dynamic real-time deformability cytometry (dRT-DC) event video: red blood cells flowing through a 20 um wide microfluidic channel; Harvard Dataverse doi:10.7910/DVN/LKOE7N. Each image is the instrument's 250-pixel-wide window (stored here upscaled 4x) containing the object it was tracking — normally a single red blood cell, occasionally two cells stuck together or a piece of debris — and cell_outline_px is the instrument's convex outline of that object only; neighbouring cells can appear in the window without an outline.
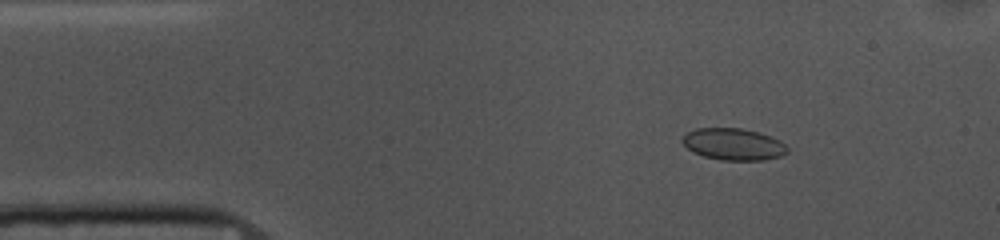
{"species": "common noctule bat (a hibernating species)", "species_latin": "Nyctalus noctula", "temperature_condition": "cold", "stored_images_in_passage": 53, "camera_frame_rate_fps": 3000, "um_per_image_px": 0.085, "animal": {"sex": "female", "body_mass_g": 10.0, "forearm_length_mm": 53.1}, "frame": {"image": 1, "passage_image": 7, "time_ms": 2.0, "image_size_px": [1000, 240], "cell_outline_px": [[788, 152], [780, 156], [764, 160], [720, 160], [704, 156], [692, 152], [680, 140], [688, 132], [696, 128], [740, 128], [760, 132], [780, 140], [788, 148]], "centroid_in_image_um": [62.35, 12.26], "position_along_channel_um": 22.7, "area_um2": 19.48}}
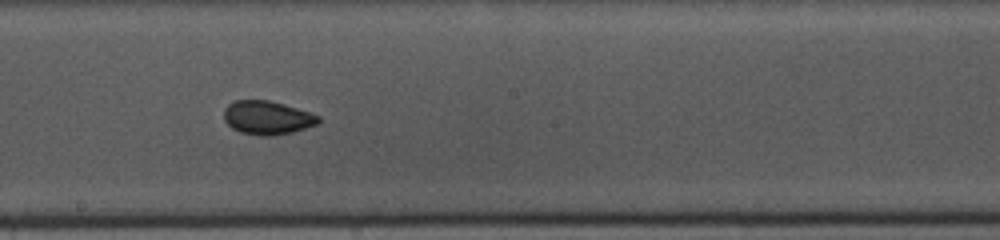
{"frame": {"image": 2, "passage_image": 28, "time_ms": 9.0, "image_size_px": [1000, 240], "cell_outline_px": [[320, 124], [292, 132], [272, 136], [260, 136], [240, 132], [232, 128], [224, 120], [224, 108], [228, 104], [236, 100], [268, 100], [284, 104], [320, 116]], "centroid_in_image_um": [22.72, 10.01], "position_along_channel_um": 225.5, "area_um2": 18.61}}
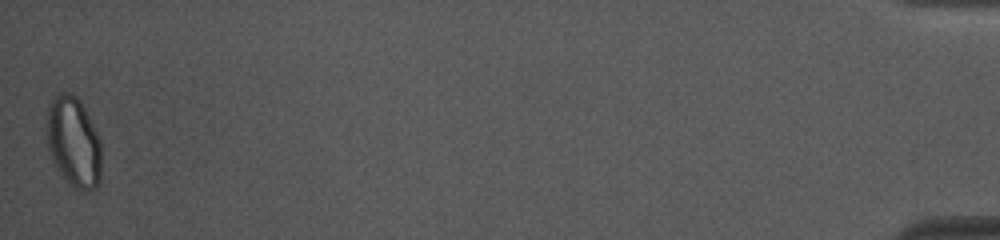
{"frame": {"image": 3, "passage_image": 53, "time_ms": 17.333, "image_size_px": [1000, 240], "cell_outline_px": [[100, 180], [96, 188], [88, 192], [84, 192], [72, 188], [52, 160], [48, 148], [48, 104], [60, 92], [68, 92], [76, 96], [80, 100], [100, 140]], "centroid_in_image_um": [6.27, 12.11], "position_along_channel_um": 428.9, "area_um2": 28.5}, "authors_computed_cell_mechanics": {"area_um2": 19.1896, "velocity_mm_per_s": 3.6619, "shape_relaxation_time_tau1_ms": 8.8279, "shape_relaxation_time_tau2_ms": 1.1673, "deformation_change_tau1": 0.0946, "deformation_change_tau2": 0.0371}}